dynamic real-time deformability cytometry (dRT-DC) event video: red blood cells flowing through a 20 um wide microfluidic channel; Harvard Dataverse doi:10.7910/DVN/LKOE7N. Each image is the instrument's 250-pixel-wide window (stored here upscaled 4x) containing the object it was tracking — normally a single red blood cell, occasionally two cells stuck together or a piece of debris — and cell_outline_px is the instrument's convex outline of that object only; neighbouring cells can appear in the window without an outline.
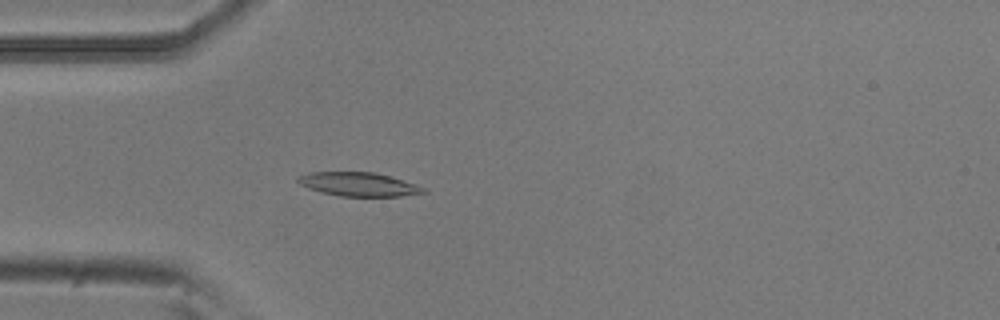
{"species": "common noctule bat (a hibernating species)", "species_latin": "Nyctalus noctula", "temperature_condition": "room temperature", "stored_images_in_passage": 54, "camera_frame_rate_fps": 3000, "um_per_image_px": 0.085, "animal": {"sex": "male", "body_mass_g": 20.5, "forearm_length_mm": 52.5}, "frame": {"image": 1, "passage_image": 15, "time_ms": 4.667, "image_size_px": [1000, 320], "cell_outline_px": [[428, 192], [400, 196], [340, 196], [320, 192], [308, 188], [300, 184], [296, 180], [300, 176], [308, 172], [376, 172], [416, 184], [424, 188]], "centroid_in_image_um": [30.47, 15.66], "position_along_channel_um": 54.5, "area_um2": 17.34}}
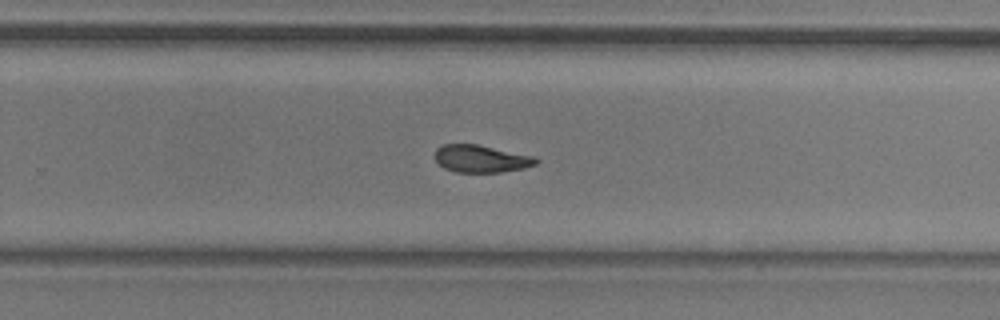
{"frame": {"image": 2, "passage_image": 34, "time_ms": 11.0, "image_size_px": [1000, 320], "cell_outline_px": [[540, 160], [536, 164], [524, 168], [500, 172], [456, 172], [444, 168], [436, 160], [436, 148], [440, 144], [476, 144], [532, 156]], "centroid_in_image_um": [40.87, 13.49], "position_along_channel_um": 288.9, "area_um2": 15.95}}
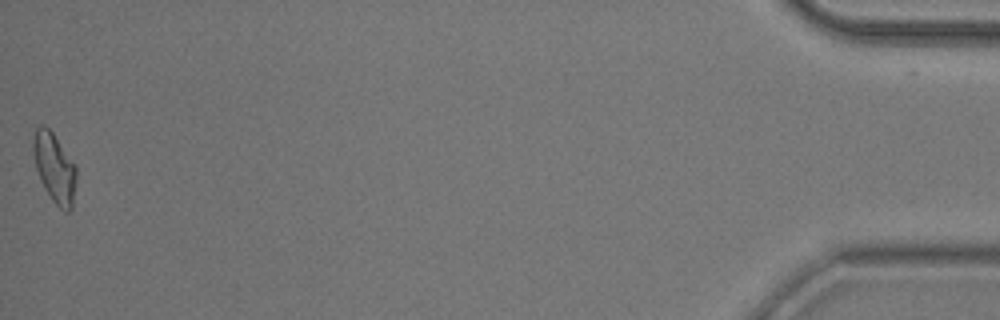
{"frame": {"image": 3, "passage_image": 53, "time_ms": 17.333, "image_size_px": [1000, 320], "cell_outline_px": [[76, 180], [72, 208], [68, 212], [64, 212], [52, 200], [44, 188], [40, 180], [36, 168], [32, 148], [32, 144], [36, 128], [40, 124], [44, 124], [52, 132], [76, 164]], "centroid_in_image_um": [4.64, 14.26], "position_along_channel_um": 430.6, "area_um2": 17.57}, "authors_computed_cell_mechanics": {"area_um2": 17.0221, "velocity_mm_per_s": 3.7833, "shape_relaxation_time_tau1_ms": 4.3965, "shape_relaxation_time_tau2_ms": 5.9592, "deformation_change_tau1": 0.1373, "deformation_change_tau2": 0.1266}}